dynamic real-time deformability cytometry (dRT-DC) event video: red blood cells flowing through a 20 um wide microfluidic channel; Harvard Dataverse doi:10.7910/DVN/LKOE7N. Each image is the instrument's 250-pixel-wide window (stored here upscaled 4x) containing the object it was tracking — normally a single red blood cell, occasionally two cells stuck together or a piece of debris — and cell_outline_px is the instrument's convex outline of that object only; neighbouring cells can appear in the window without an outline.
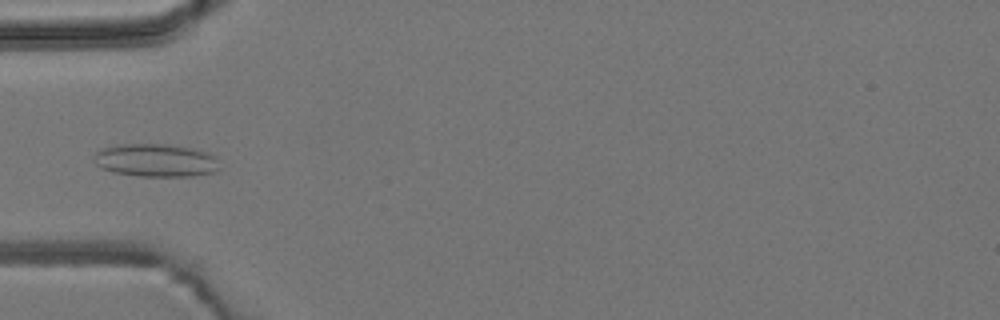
{"species": "common noctule bat (a hibernating species)", "species_latin": "Nyctalus noctula", "temperature_condition": "room temperature", "stored_images_in_passage": 5, "camera_frame_rate_fps": 3000, "um_per_image_px": 0.085, "animal": {"sex": "male", "body_mass_g": 19.2, "forearm_length_mm": 51.8}, "frame": {"image": 1, "passage_image": 5, "time_ms": 4.667, "image_size_px": [1000, 320], "cell_outline_px": [[220, 168], [216, 172], [192, 176], [136, 176], [112, 172], [100, 168], [92, 160], [96, 152], [100, 148], [124, 144], [164, 144], [192, 148], [208, 152], [216, 156]], "centroid_in_image_um": [13.24, 13.63], "position_along_channel_um": 71.8, "area_um2": 24.45}}